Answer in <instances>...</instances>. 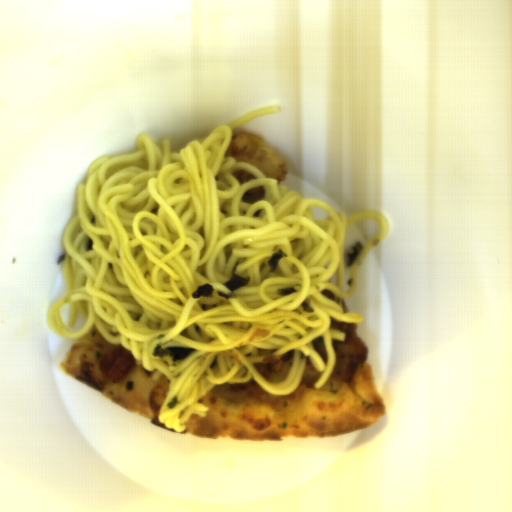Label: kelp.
I'll return each mask as SVG.
<instances>
[{
    "label": "kelp",
    "instance_id": "obj_7",
    "mask_svg": "<svg viewBox=\"0 0 512 512\" xmlns=\"http://www.w3.org/2000/svg\"><path fill=\"white\" fill-rule=\"evenodd\" d=\"M180 404V401L178 400L177 395L172 397L169 402L166 404L167 409H174L177 407V405Z\"/></svg>",
    "mask_w": 512,
    "mask_h": 512
},
{
    "label": "kelp",
    "instance_id": "obj_6",
    "mask_svg": "<svg viewBox=\"0 0 512 512\" xmlns=\"http://www.w3.org/2000/svg\"><path fill=\"white\" fill-rule=\"evenodd\" d=\"M298 291L296 290L295 287H288V288H279L278 290V295H280L281 297H289L291 296L292 294L294 293H297Z\"/></svg>",
    "mask_w": 512,
    "mask_h": 512
},
{
    "label": "kelp",
    "instance_id": "obj_5",
    "mask_svg": "<svg viewBox=\"0 0 512 512\" xmlns=\"http://www.w3.org/2000/svg\"><path fill=\"white\" fill-rule=\"evenodd\" d=\"M214 291V288L210 284L205 283L203 286H198L196 291L192 293L191 297L193 299H198L200 296L212 297Z\"/></svg>",
    "mask_w": 512,
    "mask_h": 512
},
{
    "label": "kelp",
    "instance_id": "obj_4",
    "mask_svg": "<svg viewBox=\"0 0 512 512\" xmlns=\"http://www.w3.org/2000/svg\"><path fill=\"white\" fill-rule=\"evenodd\" d=\"M287 254L284 252L283 248H279L268 260V266L270 268V272H275L278 268L279 262L283 258H287Z\"/></svg>",
    "mask_w": 512,
    "mask_h": 512
},
{
    "label": "kelp",
    "instance_id": "obj_1",
    "mask_svg": "<svg viewBox=\"0 0 512 512\" xmlns=\"http://www.w3.org/2000/svg\"><path fill=\"white\" fill-rule=\"evenodd\" d=\"M194 348H186L182 346H173V347H162L161 345H156L151 356L154 358H164L168 357L174 362L182 361L192 354L195 353Z\"/></svg>",
    "mask_w": 512,
    "mask_h": 512
},
{
    "label": "kelp",
    "instance_id": "obj_3",
    "mask_svg": "<svg viewBox=\"0 0 512 512\" xmlns=\"http://www.w3.org/2000/svg\"><path fill=\"white\" fill-rule=\"evenodd\" d=\"M363 249V243L361 242H355L352 244L347 252V260H346V266L351 267L353 263L358 259V257L361 255Z\"/></svg>",
    "mask_w": 512,
    "mask_h": 512
},
{
    "label": "kelp",
    "instance_id": "obj_8",
    "mask_svg": "<svg viewBox=\"0 0 512 512\" xmlns=\"http://www.w3.org/2000/svg\"><path fill=\"white\" fill-rule=\"evenodd\" d=\"M93 246H94L93 239H91L90 237L87 238L86 252L88 253V252L93 251Z\"/></svg>",
    "mask_w": 512,
    "mask_h": 512
},
{
    "label": "kelp",
    "instance_id": "obj_2",
    "mask_svg": "<svg viewBox=\"0 0 512 512\" xmlns=\"http://www.w3.org/2000/svg\"><path fill=\"white\" fill-rule=\"evenodd\" d=\"M250 280V276L241 277L240 275L233 273V277L228 282L223 283V286L232 292L234 290L247 286L250 283Z\"/></svg>",
    "mask_w": 512,
    "mask_h": 512
}]
</instances>
